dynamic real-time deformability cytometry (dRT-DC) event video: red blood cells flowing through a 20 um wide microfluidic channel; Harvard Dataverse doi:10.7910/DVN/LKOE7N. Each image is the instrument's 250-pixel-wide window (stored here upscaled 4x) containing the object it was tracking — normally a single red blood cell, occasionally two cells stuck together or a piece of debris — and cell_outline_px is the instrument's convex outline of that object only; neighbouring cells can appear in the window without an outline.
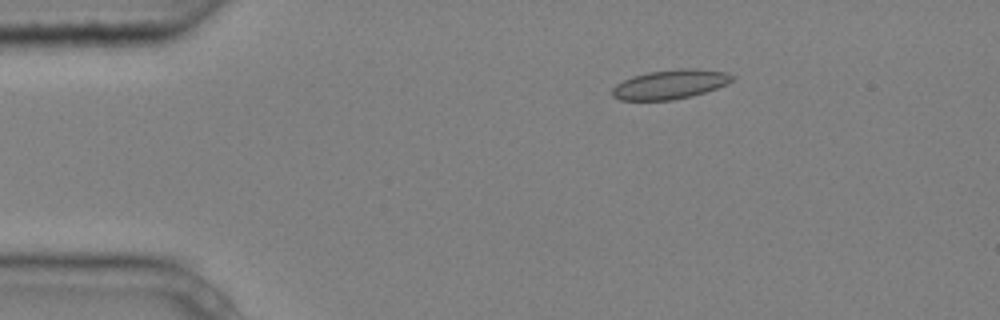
{"species": "common noctule bat (a hibernating species)", "species_latin": "Nyctalus noctula", "temperature_condition": "cold", "stored_images_in_passage": 5, "camera_frame_rate_fps": 3000, "um_per_image_px": 0.085, "animal": {"sex": "male", "body_mass_g": 20.4}, "frame": {"image": 1, "passage_image": 2, "time_ms": 0.333, "image_size_px": [1000, 320], "cell_outline_px": [[736, 76], [728, 84], [692, 96], [672, 100], [620, 100], [612, 96], [612, 88], [616, 84], [632, 76], [648, 72], [680, 68], [696, 68], [724, 72]], "centroid_in_image_um": [56.96, 7.16], "position_along_channel_um": 28.0, "area_um2": 20.52}}
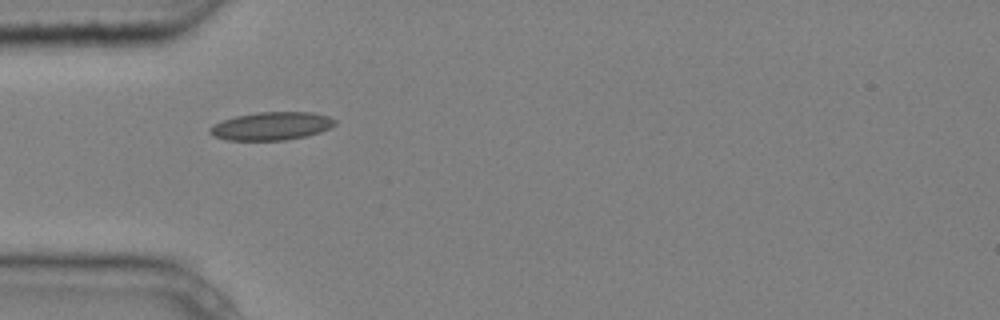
{"frame": {"image": 2, "passage_image": 4, "time_ms": 1.0, "image_size_px": [1000, 320], "cell_outline_px": [[336, 124], [320, 132], [308, 136], [284, 140], [224, 140], [212, 136], [208, 132], [208, 128], [212, 124], [236, 116], [260, 112], [312, 112], [328, 116], [336, 120]], "centroid_in_image_um": [23.04, 10.72], "position_along_channel_um": 62.0, "area_um2": 20.58}}
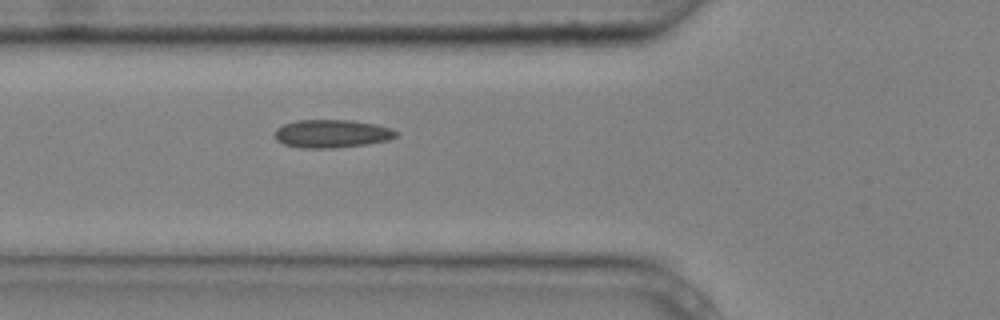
{"frame": {"image": 3, "passage_image": 5, "time_ms": 1.333, "image_size_px": [1000, 320], "cell_outline_px": [[400, 132], [396, 136], [388, 140], [368, 144], [336, 148], [300, 148], [284, 144], [276, 140], [276, 128], [284, 124], [296, 120], [352, 120], [376, 124], [392, 128]], "centroid_in_image_um": [28.24, 11.36], "position_along_channel_um": 97.6, "area_um2": 20.06}}